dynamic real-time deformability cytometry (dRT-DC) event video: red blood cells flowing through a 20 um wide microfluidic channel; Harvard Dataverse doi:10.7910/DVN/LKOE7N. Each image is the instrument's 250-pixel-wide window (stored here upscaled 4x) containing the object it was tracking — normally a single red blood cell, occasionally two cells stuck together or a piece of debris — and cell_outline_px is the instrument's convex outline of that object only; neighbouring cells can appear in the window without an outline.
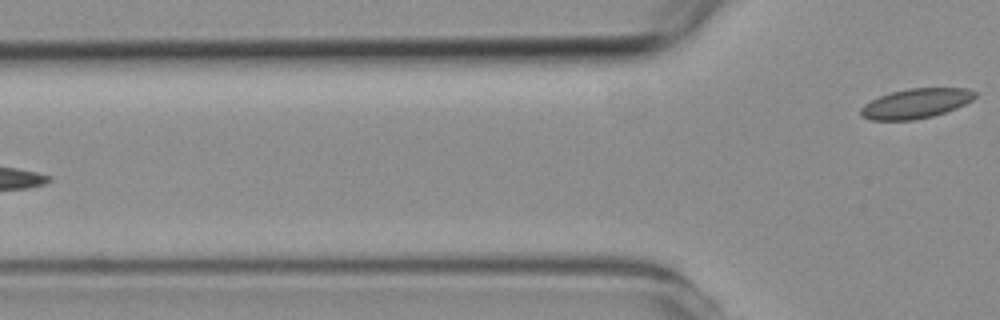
{"species": "common noctule bat (a hibernating species)", "species_latin": "Nyctalus noctula", "temperature_condition": "room temperature", "stored_images_in_passage": 6, "camera_frame_rate_fps": 3000, "um_per_image_px": 0.085, "animal": {"sex": "female", "body_mass_g": 19.3, "forearm_length_mm": 54.1}, "frame": {"image": 1, "passage_image": 6, "time_ms": 6.667, "image_size_px": [1000, 320], "cell_outline_px": [[976, 96], [972, 100], [956, 108], [932, 116], [912, 120], [872, 120], [860, 116], [860, 108], [864, 104], [880, 96], [892, 92], [908, 88], [968, 88], [976, 92]], "centroid_in_image_um": [77.84, 8.79], "position_along_channel_um": 48.0, "area_um2": 19.71}}